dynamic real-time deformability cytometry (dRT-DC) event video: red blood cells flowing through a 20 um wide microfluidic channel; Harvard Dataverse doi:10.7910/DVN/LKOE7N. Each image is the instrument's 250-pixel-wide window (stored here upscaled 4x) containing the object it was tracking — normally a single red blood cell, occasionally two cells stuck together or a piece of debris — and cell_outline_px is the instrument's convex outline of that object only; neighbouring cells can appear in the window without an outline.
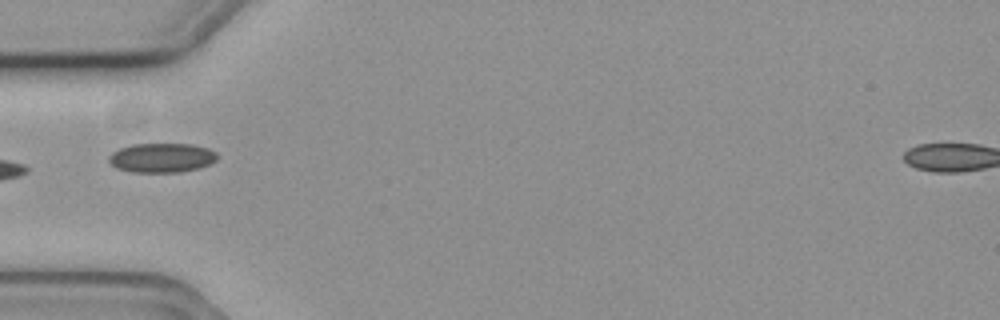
{"species": "common noctule bat (a hibernating species)", "species_latin": "Nyctalus noctula", "temperature_condition": "cold", "stored_images_in_passage": 6, "camera_frame_rate_fps": 3000, "um_per_image_px": 0.085, "animal": {"sex": "female", "body_mass_g": 19.3, "forearm_length_mm": 54.1}, "frame": {"image": 1, "passage_image": 1, "time_ms": 0.0, "image_size_px": [1000, 320], "cell_outline_px": [[216, 160], [200, 168], [180, 172], [132, 172], [116, 168], [108, 160], [108, 156], [112, 152], [120, 148], [132, 144], [192, 144], [208, 148], [216, 152]], "centroid_in_image_um": [13.73, 13.41], "position_along_channel_um": 71.3, "area_um2": 18.55}}
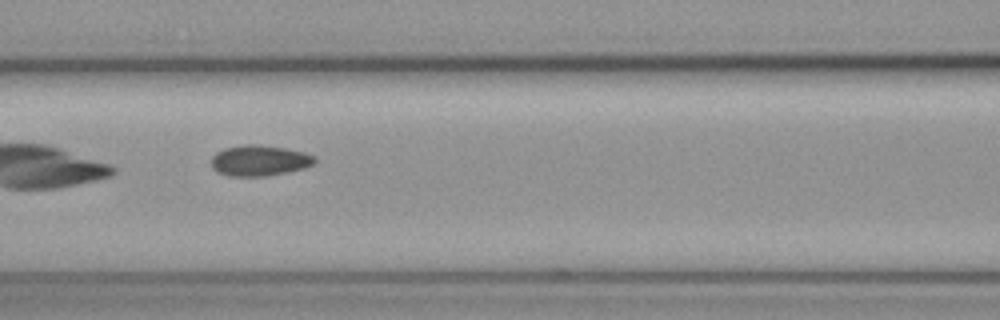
{"frame": {"image": 2, "passage_image": 3, "time_ms": 0.667, "image_size_px": [1000, 320], "cell_outline_px": [[316, 164], [304, 168], [288, 172], [264, 176], [228, 176], [216, 172], [212, 168], [212, 156], [216, 152], [224, 148], [248, 144], [260, 144], [284, 148], [304, 152], [316, 156]], "centroid_in_image_um": [22.07, 13.65], "position_along_channel_um": 144.5, "area_um2": 18.73}}
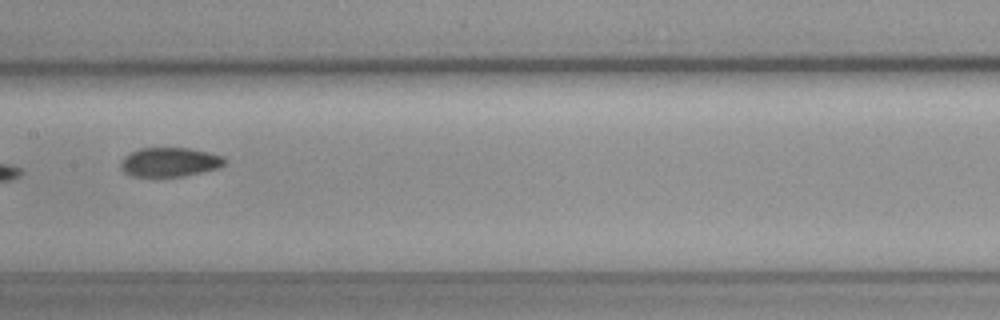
{"frame": {"image": 3, "passage_image": 4, "time_ms": 1.0, "image_size_px": [1000, 320], "cell_outline_px": [[228, 160], [220, 168], [184, 176], [132, 176], [124, 172], [120, 168], [120, 164], [124, 156], [140, 148], [192, 148], [224, 156]], "centroid_in_image_um": [14.46, 13.77], "position_along_channel_um": 192.9, "area_um2": 17.8}}